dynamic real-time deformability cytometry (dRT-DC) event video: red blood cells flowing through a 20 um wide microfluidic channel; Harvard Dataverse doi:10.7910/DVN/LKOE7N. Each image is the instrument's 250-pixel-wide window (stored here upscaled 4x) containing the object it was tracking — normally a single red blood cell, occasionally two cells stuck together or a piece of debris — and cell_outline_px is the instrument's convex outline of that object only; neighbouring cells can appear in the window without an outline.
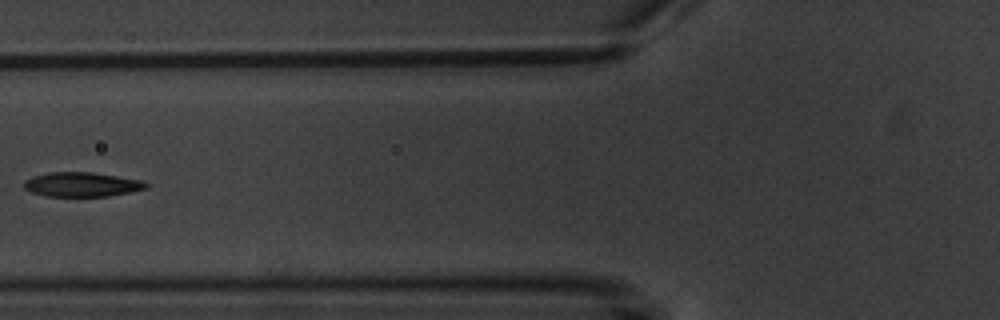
{"species": "common noctule bat (a hibernating species)", "species_latin": "Nyctalus noctula", "temperature_condition": "warm", "stored_images_in_passage": 3, "camera_frame_rate_fps": 3000, "um_per_image_px": 0.085, "animal": {"sex": "male", "body_mass_g": 20.1, "forearm_length_mm": 53.5}, "frame": {"image": 1, "passage_image": 2, "time_ms": 1.333, "image_size_px": [1000, 320], "cell_outline_px": [[148, 188], [108, 196], [44, 196], [32, 192], [24, 188], [24, 180], [32, 176], [52, 172], [92, 172], [144, 180], [148, 184]], "centroid_in_image_um": [6.96, 15.67], "position_along_channel_um": 118.8, "area_um2": 17.4}}
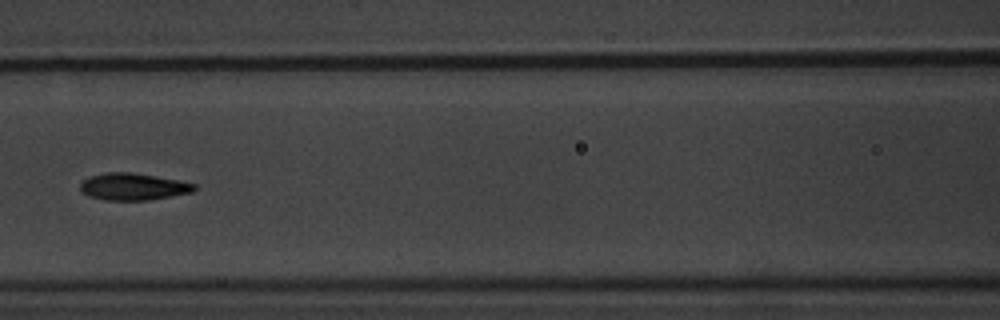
{"frame": {"image": 2, "passage_image": 3, "time_ms": 2.333, "image_size_px": [1000, 320], "cell_outline_px": [[196, 188], [192, 192], [148, 200], [104, 200], [88, 196], [80, 192], [80, 184], [88, 176], [104, 172], [132, 172], [156, 176], [196, 184]], "centroid_in_image_um": [11.25, 15.86], "position_along_channel_um": 155.3, "area_um2": 17.98}}